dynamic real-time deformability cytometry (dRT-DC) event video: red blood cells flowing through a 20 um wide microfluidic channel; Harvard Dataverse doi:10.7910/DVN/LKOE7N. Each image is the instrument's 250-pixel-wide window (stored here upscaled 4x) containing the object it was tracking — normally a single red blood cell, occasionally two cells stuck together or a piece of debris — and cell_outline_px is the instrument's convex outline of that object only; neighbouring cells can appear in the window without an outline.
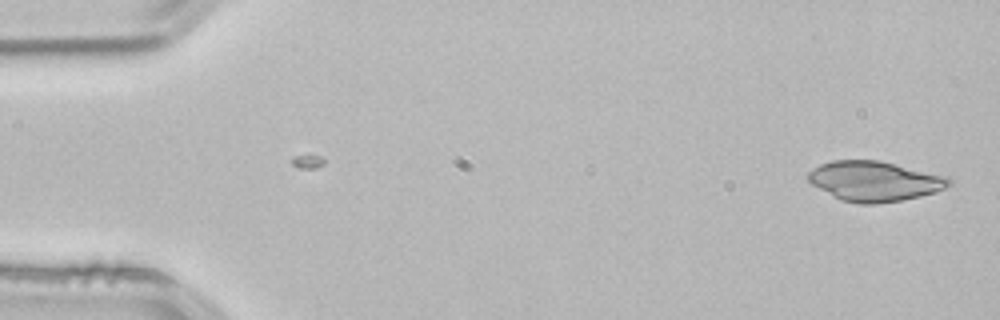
{"species": "common noctule bat (a hibernating species)", "species_latin": "Nyctalus noctula", "temperature_condition": "room temperature", "stored_images_in_passage": 51, "camera_frame_rate_fps": 3000, "um_per_image_px": 0.085, "animal": {"sex": "male", "body_mass_g": 21.5, "forearm_length_mm": 52.0}, "frame": {"image": 1, "passage_image": 1, "time_ms": 0.0, "image_size_px": [1000, 320], "cell_outline_px": [[952, 184], [936, 192], [920, 196], [900, 200], [876, 204], [860, 204], [840, 200], [812, 184], [804, 176], [812, 168], [820, 164], [832, 160], [880, 160], [948, 176], [952, 180]], "centroid_in_image_um": [74.32, 15.39], "position_along_channel_um": 10.7, "area_um2": 33.06}}